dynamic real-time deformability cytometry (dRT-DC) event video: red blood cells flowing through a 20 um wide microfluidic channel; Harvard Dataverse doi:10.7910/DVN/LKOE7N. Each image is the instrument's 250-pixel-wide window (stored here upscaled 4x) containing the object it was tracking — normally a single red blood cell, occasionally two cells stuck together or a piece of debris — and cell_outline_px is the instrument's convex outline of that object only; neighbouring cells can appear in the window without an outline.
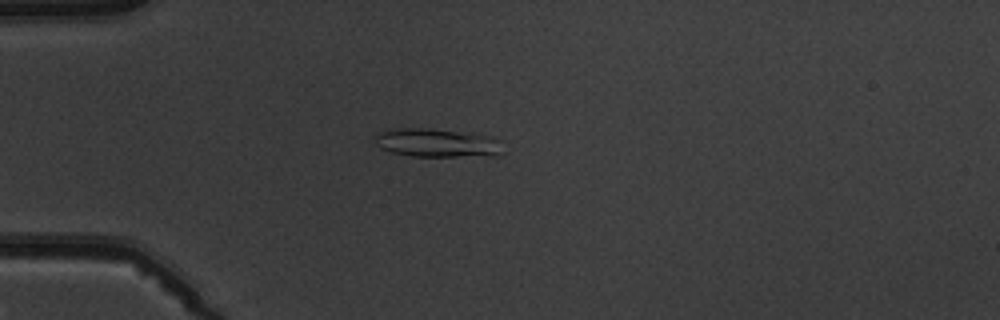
{"species": "common noctule bat (a hibernating species)", "species_latin": "Nyctalus noctula", "temperature_condition": "warm", "stored_images_in_passage": 4, "camera_frame_rate_fps": 3000, "um_per_image_px": 0.085, "animal": {"sex": "male", "body_mass_g": 19.5, "forearm_length_mm": 54.6}, "frame": {"image": 1, "passage_image": 4, "time_ms": 4.0, "image_size_px": [1000, 320], "cell_outline_px": [[504, 152], [500, 156], [412, 156], [392, 152], [380, 148], [376, 144], [376, 136], [380, 132], [392, 128], [428, 128], [472, 132], [492, 136], [504, 140]], "centroid_in_image_um": [37.31, 12.13], "position_along_channel_um": 47.7, "area_um2": 22.02}}